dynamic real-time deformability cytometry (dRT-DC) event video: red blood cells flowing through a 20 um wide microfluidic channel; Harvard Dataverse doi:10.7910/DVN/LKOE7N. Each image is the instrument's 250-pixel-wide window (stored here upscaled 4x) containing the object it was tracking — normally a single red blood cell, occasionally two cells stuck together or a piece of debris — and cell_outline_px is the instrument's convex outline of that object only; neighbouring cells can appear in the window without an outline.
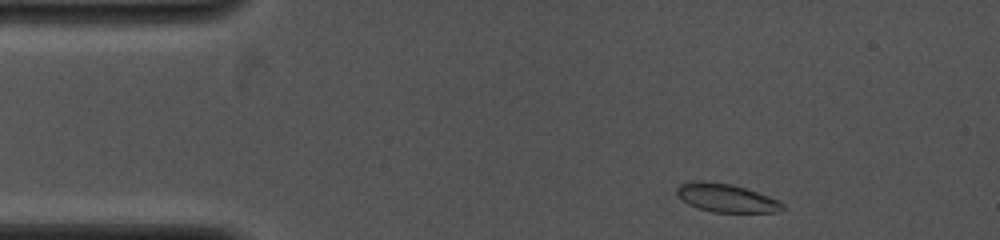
{"species": "common noctule bat (a hibernating species)", "species_latin": "Nyctalus noctula", "temperature_condition": "cold", "stored_images_in_passage": 3, "camera_frame_rate_fps": 4000, "um_per_image_px": 0.085, "animal": {"sex": "female", "body_mass_g": 19.0, "forearm_length_mm": 53.3}, "frame": {"image": 1, "passage_image": 1, "time_ms": 0.0, "image_size_px": [1000, 240], "cell_outline_px": [[784, 208], [780, 212], [712, 212], [688, 204], [676, 192], [676, 188], [680, 184], [692, 180], [704, 180], [732, 184], [780, 200], [784, 204]], "centroid_in_image_um": [61.74, 16.81], "position_along_channel_um": 23.3, "area_um2": 17.46}}